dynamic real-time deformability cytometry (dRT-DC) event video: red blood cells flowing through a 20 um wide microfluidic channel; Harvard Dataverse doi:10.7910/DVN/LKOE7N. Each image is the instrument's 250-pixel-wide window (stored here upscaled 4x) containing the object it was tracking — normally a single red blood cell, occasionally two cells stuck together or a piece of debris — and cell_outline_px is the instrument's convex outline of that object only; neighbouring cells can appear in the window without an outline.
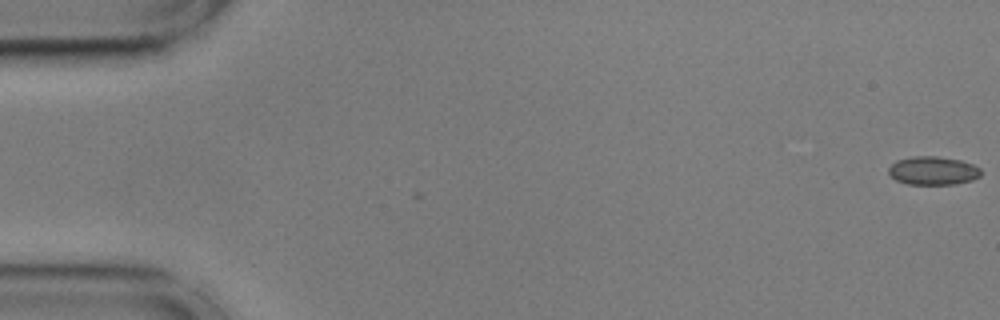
{"species": "common noctule bat (a hibernating species)", "species_latin": "Nyctalus noctula", "temperature_condition": "cold", "stored_images_in_passage": 3, "camera_frame_rate_fps": 3000, "um_per_image_px": 0.085, "animal": {"sex": "male", "body_mass_g": 17.9, "forearm_length_mm": 54.2}, "frame": {"image": 1, "passage_image": 1, "time_ms": 0.0, "image_size_px": [1000, 320], "cell_outline_px": [[980, 176], [972, 180], [956, 184], [908, 184], [896, 180], [888, 172], [888, 168], [896, 160], [912, 156], [936, 156], [960, 160], [972, 164], [980, 168]], "centroid_in_image_um": [79.3, 14.5], "position_along_channel_um": 5.7, "area_um2": 15.26}}